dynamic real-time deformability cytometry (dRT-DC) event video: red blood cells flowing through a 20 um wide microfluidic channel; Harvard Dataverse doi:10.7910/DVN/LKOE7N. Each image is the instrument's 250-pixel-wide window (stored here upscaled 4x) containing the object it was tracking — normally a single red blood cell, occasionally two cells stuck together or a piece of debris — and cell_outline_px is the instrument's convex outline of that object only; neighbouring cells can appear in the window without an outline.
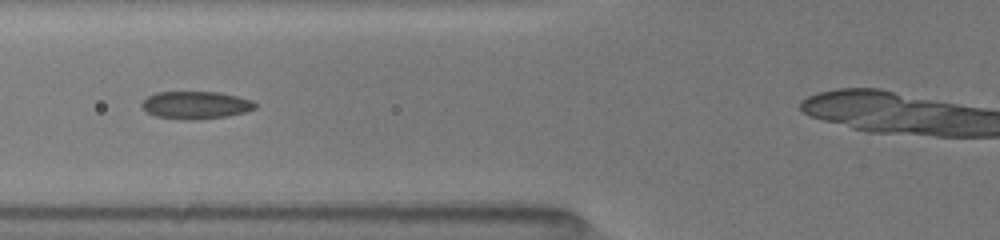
{"species": "common noctule bat (a hibernating species)", "species_latin": "Nyctalus noctula", "temperature_condition": "room temperature", "stored_images_in_passage": 29, "camera_frame_rate_fps": 3000, "um_per_image_px": 0.085, "animal": {"sex": "female", "body_mass_g": 19.5, "forearm_length_mm": 54.1}, "frame": {"image": 1, "passage_image": 5, "time_ms": 1.333, "image_size_px": [1000, 240], "cell_outline_px": [[256, 108], [244, 112], [224, 116], [196, 120], [184, 120], [156, 116], [148, 112], [140, 104], [148, 96], [156, 92], [220, 92], [252, 100], [256, 104]], "centroid_in_image_um": [16.63, 8.93], "position_along_channel_um": 109.2, "area_um2": 18.09}}